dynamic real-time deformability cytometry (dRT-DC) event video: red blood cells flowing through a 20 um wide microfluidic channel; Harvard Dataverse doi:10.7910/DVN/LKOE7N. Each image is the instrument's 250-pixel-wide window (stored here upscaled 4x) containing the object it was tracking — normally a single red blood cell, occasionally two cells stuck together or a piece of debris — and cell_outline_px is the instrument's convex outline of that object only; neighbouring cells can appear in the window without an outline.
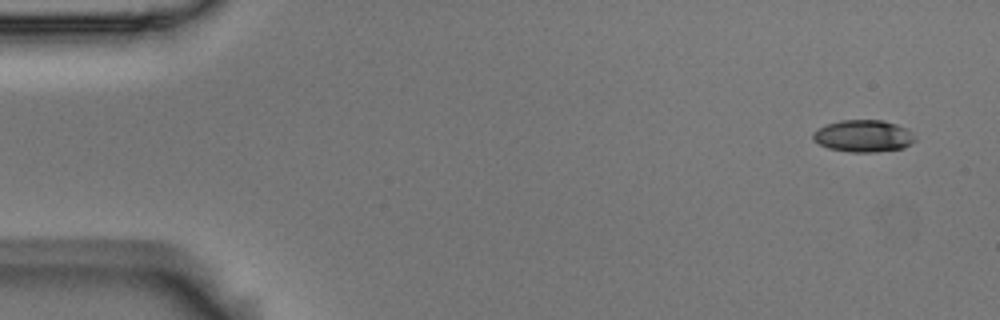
{"species": "Egyptian fruit bat (a non-hibernating species)", "species_latin": "Rousettus aegyptiacus", "temperature_condition": "room temperature", "stored_images_in_passage": 4, "camera_frame_rate_fps": 3000, "um_per_image_px": 0.085, "animal": {"sex": "male"}, "frame": {"image": 1, "passage_image": 1, "time_ms": 0.0, "image_size_px": [1000, 320], "cell_outline_px": [[916, 140], [912, 144], [904, 148], [876, 152], [852, 152], [828, 148], [812, 140], [812, 132], [816, 128], [840, 120], [884, 120], [908, 128], [916, 136]], "centroid_in_image_um": [73.41, 11.56], "position_along_channel_um": 11.6, "area_um2": 19.36}}
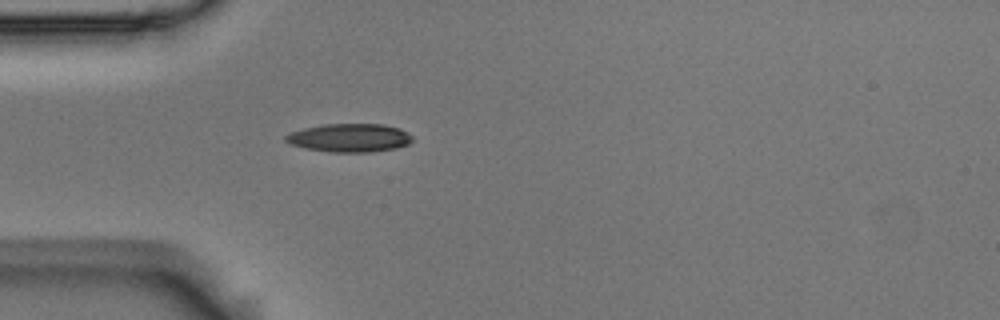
{"frame": {"image": 2, "passage_image": 4, "time_ms": 1.0, "image_size_px": [1000, 320], "cell_outline_px": [[412, 140], [408, 144], [396, 148], [372, 152], [332, 152], [304, 148], [288, 144], [284, 140], [284, 136], [292, 132], [304, 128], [324, 124], [384, 124], [400, 128], [408, 132], [412, 136]], "centroid_in_image_um": [29.71, 11.71], "position_along_channel_um": 55.3, "area_um2": 21.1}}